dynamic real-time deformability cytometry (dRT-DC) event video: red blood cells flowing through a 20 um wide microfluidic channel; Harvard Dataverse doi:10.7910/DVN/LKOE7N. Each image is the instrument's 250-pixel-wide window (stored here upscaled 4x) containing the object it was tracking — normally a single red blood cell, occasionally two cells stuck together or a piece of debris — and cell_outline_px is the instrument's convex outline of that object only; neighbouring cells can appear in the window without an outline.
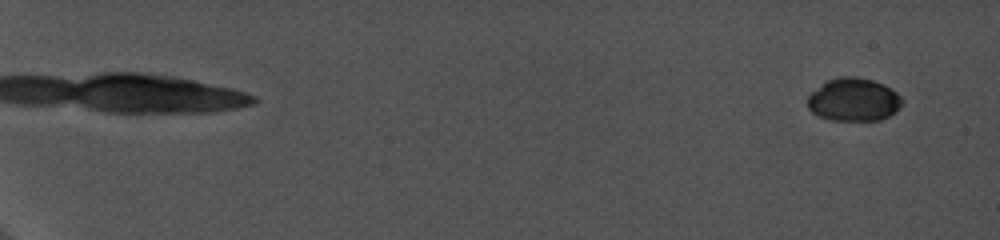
{"species": "common noctule bat (a hibernating species)", "species_latin": "Nyctalus noctula", "temperature_condition": "cold", "stored_images_in_passage": 25, "camera_frame_rate_fps": 5000, "um_per_image_px": 0.085, "animal": {"sex": "female", "body_mass_g": 19.0, "forearm_length_mm": 56.7}, "frame": {"image": 1, "passage_image": 4, "time_ms": 1.2, "image_size_px": [1000, 240], "cell_outline_px": [[904, 100], [900, 108], [896, 112], [880, 120], [832, 120], [820, 116], [812, 112], [808, 108], [808, 96], [812, 92], [828, 80], [840, 76], [856, 76], [872, 80], [884, 84], [892, 88]], "centroid_in_image_um": [72.6, 8.47], "position_along_channel_um": 12.4, "area_um2": 23.76}}
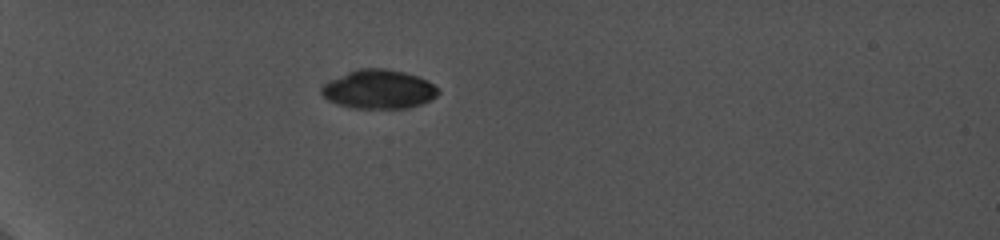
{"frame": {"image": 2, "passage_image": 19, "time_ms": 7.2, "image_size_px": [1000, 240], "cell_outline_px": [[440, 92], [436, 96], [420, 104], [408, 108], [352, 108], [336, 104], [328, 100], [320, 92], [320, 88], [328, 80], [356, 68], [384, 68], [404, 72], [428, 80], [440, 88]], "centroid_in_image_um": [32.17, 7.58], "position_along_channel_um": 52.8, "area_um2": 26.7}}
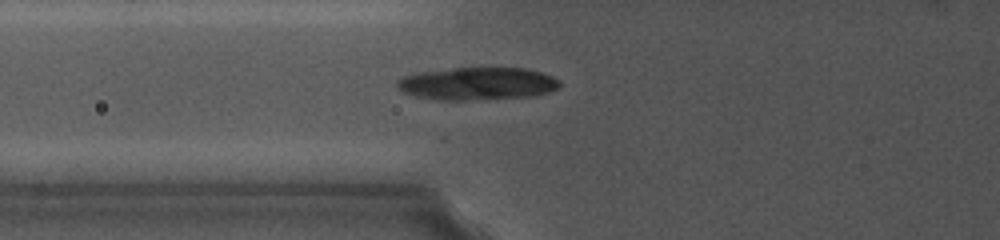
{"frame": {"image": 3, "passage_image": 25, "time_ms": 9.2, "image_size_px": [1000, 240], "cell_outline_px": [[560, 88], [548, 92], [532, 96], [468, 100], [436, 100], [416, 96], [400, 92], [396, 88], [396, 80], [400, 76], [416, 72], [488, 64], [528, 68], [544, 72], [560, 80]], "centroid_in_image_um": [40.57, 7.05], "position_along_channel_um": 85.2, "area_um2": 32.6}}